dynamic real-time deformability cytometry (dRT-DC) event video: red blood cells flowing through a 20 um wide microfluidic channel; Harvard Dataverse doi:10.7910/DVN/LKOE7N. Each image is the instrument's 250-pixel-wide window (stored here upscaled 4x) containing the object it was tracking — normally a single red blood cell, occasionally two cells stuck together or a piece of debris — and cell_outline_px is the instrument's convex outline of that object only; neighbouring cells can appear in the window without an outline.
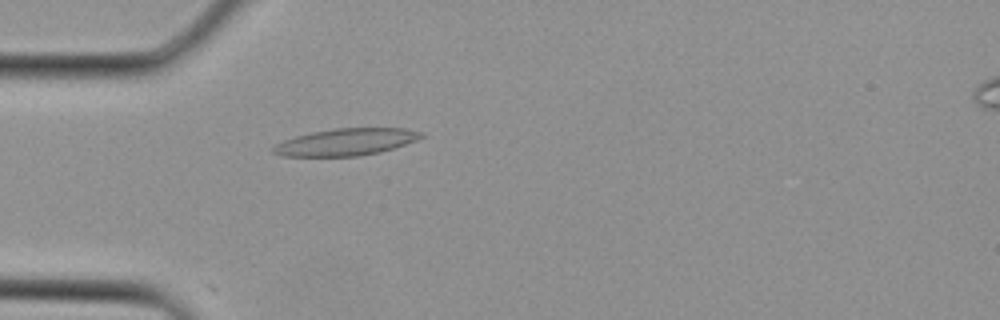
{"species": "Egyptian fruit bat (a non-hibernating species)", "species_latin": "Rousettus aegyptiacus", "temperature_condition": "cold", "stored_images_in_passage": 4, "camera_frame_rate_fps": 3000, "um_per_image_px": 0.085, "animal": {"sex": "female"}, "frame": {"image": 1, "passage_image": 3, "time_ms": 0.667, "image_size_px": [1000, 320], "cell_outline_px": [[424, 136], [416, 140], [380, 152], [356, 156], [280, 156], [272, 152], [272, 148], [276, 144], [284, 140], [296, 136], [312, 132], [336, 128], [404, 128], [424, 132]], "centroid_in_image_um": [29.4, 12.07], "position_along_channel_um": 55.6, "area_um2": 23.12}}